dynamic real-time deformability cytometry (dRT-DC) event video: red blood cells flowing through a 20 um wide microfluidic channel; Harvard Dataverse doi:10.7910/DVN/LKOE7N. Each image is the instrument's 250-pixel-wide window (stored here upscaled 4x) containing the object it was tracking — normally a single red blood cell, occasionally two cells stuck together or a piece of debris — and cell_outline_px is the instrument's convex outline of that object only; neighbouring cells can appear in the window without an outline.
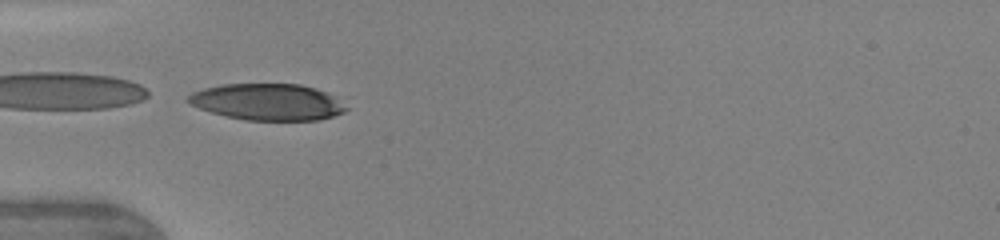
{"species": "human", "species_latin": "Homo sapiens", "temperature_condition": "warm", "stored_images_in_passage": 33, "camera_frame_rate_fps": 3000, "um_per_image_px": 0.085, "donor": {"sex": "female"}, "frame": {"image": 1, "passage_image": 1, "time_ms": 0.0, "image_size_px": [1000, 240], "cell_outline_px": [[348, 108], [344, 112], [320, 120], [244, 120], [212, 112], [200, 108], [192, 104], [188, 100], [188, 96], [192, 92], [204, 88], [224, 84], [300, 84], [316, 88], [328, 92]], "centroid_in_image_um": [22.77, 8.66], "position_along_channel_um": 62.2, "area_um2": 33.35}, "authors_computed_cell_mechanics": {"area_um2": 36.2984, "velocity_mm_per_s": 4.3219, "shape_relaxation_time_tau1_ms": 4.3228, "shape_relaxation_time_tau2_ms": null, "deformation_change_tau1": 0.1905, "deformation_change_tau2": null}}